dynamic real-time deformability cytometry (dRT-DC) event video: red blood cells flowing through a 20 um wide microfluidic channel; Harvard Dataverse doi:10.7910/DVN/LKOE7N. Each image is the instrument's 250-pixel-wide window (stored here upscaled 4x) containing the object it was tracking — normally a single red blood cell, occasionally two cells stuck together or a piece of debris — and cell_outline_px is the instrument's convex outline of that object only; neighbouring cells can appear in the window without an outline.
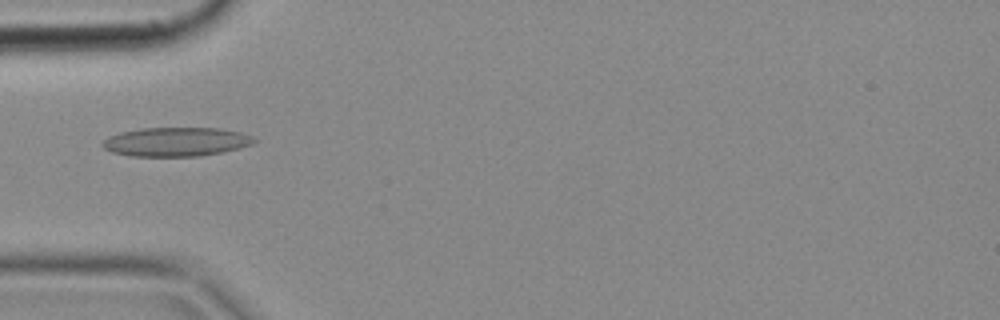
{"species": "common noctule bat (a hibernating species)", "species_latin": "Nyctalus noctula", "temperature_condition": "cold", "stored_images_in_passage": 49, "camera_frame_rate_fps": 3000, "um_per_image_px": 0.085, "animal": {"sex": "female", "body_mass_g": 18.4}, "frame": {"image": 1, "passage_image": 15, "time_ms": 4.667, "image_size_px": [1000, 320], "cell_outline_px": [[256, 140], [252, 144], [240, 148], [200, 156], [132, 156], [112, 152], [104, 148], [100, 144], [108, 136], [120, 132], [140, 128], [220, 128], [240, 132], [252, 136]], "centroid_in_image_um": [14.94, 12.05], "position_along_channel_um": 70.1, "area_um2": 25.61}}
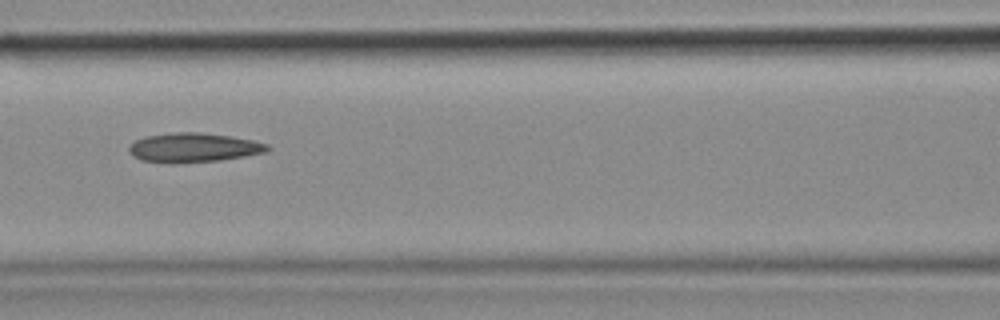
{"frame": {"image": 2, "passage_image": 21, "time_ms": 6.667, "image_size_px": [1000, 320], "cell_outline_px": [[272, 148], [268, 152], [220, 160], [176, 164], [168, 164], [140, 160], [132, 156], [128, 152], [128, 148], [136, 140], [148, 136], [176, 132], [200, 132], [232, 136], [252, 140], [268, 144]], "centroid_in_image_um": [16.46, 12.56], "position_along_channel_um": 150.1, "area_um2": 23.93}}
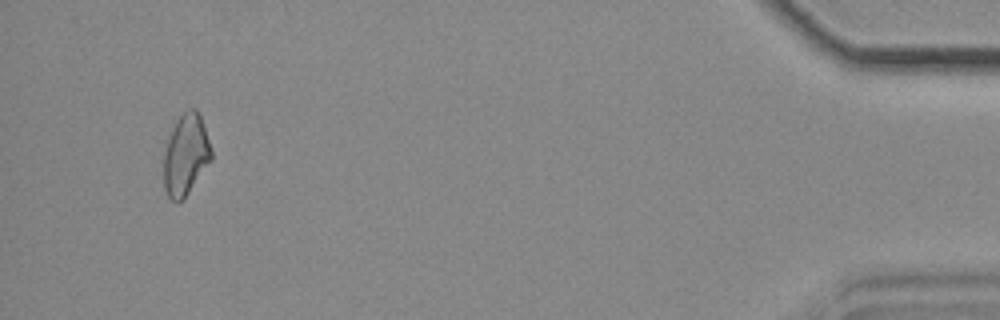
{"frame": {"image": 3, "passage_image": 47, "time_ms": 15.333, "image_size_px": [1000, 320], "cell_outline_px": [[212, 160], [184, 200], [176, 204], [168, 196], [164, 188], [164, 152], [172, 128], [176, 120], [188, 108], [196, 108], [200, 116], [212, 148]], "centroid_in_image_um": [15.8, 13.2], "position_along_channel_um": 419.4, "area_um2": 22.72}}